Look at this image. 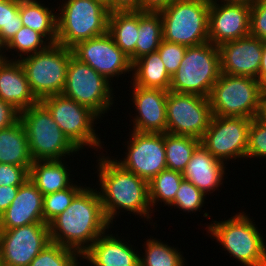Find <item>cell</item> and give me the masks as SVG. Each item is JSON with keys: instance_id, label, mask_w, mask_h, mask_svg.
<instances>
[{"instance_id": "cell-1", "label": "cell", "mask_w": 266, "mask_h": 266, "mask_svg": "<svg viewBox=\"0 0 266 266\" xmlns=\"http://www.w3.org/2000/svg\"><path fill=\"white\" fill-rule=\"evenodd\" d=\"M84 186L71 204L48 224L51 242L81 255L112 227L103 212L98 189Z\"/></svg>"}, {"instance_id": "cell-2", "label": "cell", "mask_w": 266, "mask_h": 266, "mask_svg": "<svg viewBox=\"0 0 266 266\" xmlns=\"http://www.w3.org/2000/svg\"><path fill=\"white\" fill-rule=\"evenodd\" d=\"M103 154L96 160L99 178L96 184L101 187L98 192L107 221L113 225V219L125 210L150 222L151 213L154 212L149 200V182L123 169L111 156L105 157Z\"/></svg>"}, {"instance_id": "cell-3", "label": "cell", "mask_w": 266, "mask_h": 266, "mask_svg": "<svg viewBox=\"0 0 266 266\" xmlns=\"http://www.w3.org/2000/svg\"><path fill=\"white\" fill-rule=\"evenodd\" d=\"M253 221L245 212H238L227 220L208 223L205 229L240 264L266 266L265 240Z\"/></svg>"}, {"instance_id": "cell-4", "label": "cell", "mask_w": 266, "mask_h": 266, "mask_svg": "<svg viewBox=\"0 0 266 266\" xmlns=\"http://www.w3.org/2000/svg\"><path fill=\"white\" fill-rule=\"evenodd\" d=\"M34 161L62 160L70 158L79 149L67 138L51 113L39 101L20 112ZM65 157V158H64Z\"/></svg>"}, {"instance_id": "cell-5", "label": "cell", "mask_w": 266, "mask_h": 266, "mask_svg": "<svg viewBox=\"0 0 266 266\" xmlns=\"http://www.w3.org/2000/svg\"><path fill=\"white\" fill-rule=\"evenodd\" d=\"M57 11L60 12L56 41L59 45L71 48L80 41L107 33L110 11L97 1L62 0Z\"/></svg>"}, {"instance_id": "cell-6", "label": "cell", "mask_w": 266, "mask_h": 266, "mask_svg": "<svg viewBox=\"0 0 266 266\" xmlns=\"http://www.w3.org/2000/svg\"><path fill=\"white\" fill-rule=\"evenodd\" d=\"M221 75L219 48L210 42L187 47L169 91L209 98Z\"/></svg>"}, {"instance_id": "cell-7", "label": "cell", "mask_w": 266, "mask_h": 266, "mask_svg": "<svg viewBox=\"0 0 266 266\" xmlns=\"http://www.w3.org/2000/svg\"><path fill=\"white\" fill-rule=\"evenodd\" d=\"M209 0H173L159 11L163 40L186 47L209 42Z\"/></svg>"}, {"instance_id": "cell-8", "label": "cell", "mask_w": 266, "mask_h": 266, "mask_svg": "<svg viewBox=\"0 0 266 266\" xmlns=\"http://www.w3.org/2000/svg\"><path fill=\"white\" fill-rule=\"evenodd\" d=\"M264 91L258 79L221 73L209 96L212 115L256 118Z\"/></svg>"}, {"instance_id": "cell-9", "label": "cell", "mask_w": 266, "mask_h": 266, "mask_svg": "<svg viewBox=\"0 0 266 266\" xmlns=\"http://www.w3.org/2000/svg\"><path fill=\"white\" fill-rule=\"evenodd\" d=\"M72 55L71 48L56 43L41 52L19 59L30 90L38 101L62 94Z\"/></svg>"}, {"instance_id": "cell-10", "label": "cell", "mask_w": 266, "mask_h": 266, "mask_svg": "<svg viewBox=\"0 0 266 266\" xmlns=\"http://www.w3.org/2000/svg\"><path fill=\"white\" fill-rule=\"evenodd\" d=\"M51 113L67 138L79 149L104 148L95 129L98 119L95 112L63 94L51 95L40 101ZM95 129V130H94ZM86 146V147H84Z\"/></svg>"}, {"instance_id": "cell-11", "label": "cell", "mask_w": 266, "mask_h": 266, "mask_svg": "<svg viewBox=\"0 0 266 266\" xmlns=\"http://www.w3.org/2000/svg\"><path fill=\"white\" fill-rule=\"evenodd\" d=\"M112 84L113 81L109 82L92 67L72 55L62 94L88 107L102 119L105 113L111 111L110 107L116 100Z\"/></svg>"}, {"instance_id": "cell-12", "label": "cell", "mask_w": 266, "mask_h": 266, "mask_svg": "<svg viewBox=\"0 0 266 266\" xmlns=\"http://www.w3.org/2000/svg\"><path fill=\"white\" fill-rule=\"evenodd\" d=\"M212 116L209 98L168 91L166 102L168 133L201 140Z\"/></svg>"}, {"instance_id": "cell-13", "label": "cell", "mask_w": 266, "mask_h": 266, "mask_svg": "<svg viewBox=\"0 0 266 266\" xmlns=\"http://www.w3.org/2000/svg\"><path fill=\"white\" fill-rule=\"evenodd\" d=\"M251 120L245 117L213 115L200 143L211 155L226 164L232 159H246Z\"/></svg>"}, {"instance_id": "cell-14", "label": "cell", "mask_w": 266, "mask_h": 266, "mask_svg": "<svg viewBox=\"0 0 266 266\" xmlns=\"http://www.w3.org/2000/svg\"><path fill=\"white\" fill-rule=\"evenodd\" d=\"M123 160L113 157L123 169L150 182L162 170L167 169L164 134L141 133L131 130Z\"/></svg>"}, {"instance_id": "cell-15", "label": "cell", "mask_w": 266, "mask_h": 266, "mask_svg": "<svg viewBox=\"0 0 266 266\" xmlns=\"http://www.w3.org/2000/svg\"><path fill=\"white\" fill-rule=\"evenodd\" d=\"M50 243L49 225L46 223L0 229V261L4 266H29Z\"/></svg>"}, {"instance_id": "cell-16", "label": "cell", "mask_w": 266, "mask_h": 266, "mask_svg": "<svg viewBox=\"0 0 266 266\" xmlns=\"http://www.w3.org/2000/svg\"><path fill=\"white\" fill-rule=\"evenodd\" d=\"M71 50L75 58L92 67L109 82L114 77L119 78L121 74L132 72L129 56L115 44L108 33L80 41Z\"/></svg>"}, {"instance_id": "cell-17", "label": "cell", "mask_w": 266, "mask_h": 266, "mask_svg": "<svg viewBox=\"0 0 266 266\" xmlns=\"http://www.w3.org/2000/svg\"><path fill=\"white\" fill-rule=\"evenodd\" d=\"M250 9L246 4L210 3L209 42L219 47L250 35Z\"/></svg>"}, {"instance_id": "cell-18", "label": "cell", "mask_w": 266, "mask_h": 266, "mask_svg": "<svg viewBox=\"0 0 266 266\" xmlns=\"http://www.w3.org/2000/svg\"><path fill=\"white\" fill-rule=\"evenodd\" d=\"M131 82L132 104L136 109L132 130L141 133H166V102L168 91L143 88Z\"/></svg>"}, {"instance_id": "cell-19", "label": "cell", "mask_w": 266, "mask_h": 266, "mask_svg": "<svg viewBox=\"0 0 266 266\" xmlns=\"http://www.w3.org/2000/svg\"><path fill=\"white\" fill-rule=\"evenodd\" d=\"M221 73L258 79L262 59V41L248 35L219 47Z\"/></svg>"}, {"instance_id": "cell-20", "label": "cell", "mask_w": 266, "mask_h": 266, "mask_svg": "<svg viewBox=\"0 0 266 266\" xmlns=\"http://www.w3.org/2000/svg\"><path fill=\"white\" fill-rule=\"evenodd\" d=\"M43 194L27 179L11 205L0 215V229H12L32 223H45L43 219Z\"/></svg>"}, {"instance_id": "cell-21", "label": "cell", "mask_w": 266, "mask_h": 266, "mask_svg": "<svg viewBox=\"0 0 266 266\" xmlns=\"http://www.w3.org/2000/svg\"><path fill=\"white\" fill-rule=\"evenodd\" d=\"M105 232L83 254L81 259H86L92 266H140L139 252L130 240L127 242L114 234ZM108 233V234H106Z\"/></svg>"}, {"instance_id": "cell-22", "label": "cell", "mask_w": 266, "mask_h": 266, "mask_svg": "<svg viewBox=\"0 0 266 266\" xmlns=\"http://www.w3.org/2000/svg\"><path fill=\"white\" fill-rule=\"evenodd\" d=\"M225 166L226 163L211 155L200 143L194 150L182 176L205 195H210L215 190H220L218 188L226 177L224 176Z\"/></svg>"}, {"instance_id": "cell-23", "label": "cell", "mask_w": 266, "mask_h": 266, "mask_svg": "<svg viewBox=\"0 0 266 266\" xmlns=\"http://www.w3.org/2000/svg\"><path fill=\"white\" fill-rule=\"evenodd\" d=\"M5 56L0 60V98L19 112L37 104L19 60Z\"/></svg>"}, {"instance_id": "cell-24", "label": "cell", "mask_w": 266, "mask_h": 266, "mask_svg": "<svg viewBox=\"0 0 266 266\" xmlns=\"http://www.w3.org/2000/svg\"><path fill=\"white\" fill-rule=\"evenodd\" d=\"M66 163L63 159L34 161L29 169V179L44 196L66 189L74 184L70 178L72 171Z\"/></svg>"}, {"instance_id": "cell-25", "label": "cell", "mask_w": 266, "mask_h": 266, "mask_svg": "<svg viewBox=\"0 0 266 266\" xmlns=\"http://www.w3.org/2000/svg\"><path fill=\"white\" fill-rule=\"evenodd\" d=\"M33 162L27 133L20 119L0 130V163L31 167Z\"/></svg>"}, {"instance_id": "cell-26", "label": "cell", "mask_w": 266, "mask_h": 266, "mask_svg": "<svg viewBox=\"0 0 266 266\" xmlns=\"http://www.w3.org/2000/svg\"><path fill=\"white\" fill-rule=\"evenodd\" d=\"M139 10L112 11L109 13L107 33L115 44L135 62V46L138 39Z\"/></svg>"}, {"instance_id": "cell-27", "label": "cell", "mask_w": 266, "mask_h": 266, "mask_svg": "<svg viewBox=\"0 0 266 266\" xmlns=\"http://www.w3.org/2000/svg\"><path fill=\"white\" fill-rule=\"evenodd\" d=\"M131 79L136 86L169 91L172 77L156 51L139 58L132 64Z\"/></svg>"}, {"instance_id": "cell-28", "label": "cell", "mask_w": 266, "mask_h": 266, "mask_svg": "<svg viewBox=\"0 0 266 266\" xmlns=\"http://www.w3.org/2000/svg\"><path fill=\"white\" fill-rule=\"evenodd\" d=\"M37 0H20L22 25L42 34L51 44L57 41V13Z\"/></svg>"}, {"instance_id": "cell-29", "label": "cell", "mask_w": 266, "mask_h": 266, "mask_svg": "<svg viewBox=\"0 0 266 266\" xmlns=\"http://www.w3.org/2000/svg\"><path fill=\"white\" fill-rule=\"evenodd\" d=\"M137 35L135 61L158 50L163 40V24L160 13L139 10V29Z\"/></svg>"}, {"instance_id": "cell-30", "label": "cell", "mask_w": 266, "mask_h": 266, "mask_svg": "<svg viewBox=\"0 0 266 266\" xmlns=\"http://www.w3.org/2000/svg\"><path fill=\"white\" fill-rule=\"evenodd\" d=\"M199 144L193 137L164 133L167 169L182 173Z\"/></svg>"}, {"instance_id": "cell-31", "label": "cell", "mask_w": 266, "mask_h": 266, "mask_svg": "<svg viewBox=\"0 0 266 266\" xmlns=\"http://www.w3.org/2000/svg\"><path fill=\"white\" fill-rule=\"evenodd\" d=\"M153 238L150 236L142 245L145 252L139 255L140 266H186L180 249Z\"/></svg>"}, {"instance_id": "cell-32", "label": "cell", "mask_w": 266, "mask_h": 266, "mask_svg": "<svg viewBox=\"0 0 266 266\" xmlns=\"http://www.w3.org/2000/svg\"><path fill=\"white\" fill-rule=\"evenodd\" d=\"M183 179L181 172L165 169L149 182V200L152 211L160 202H164V206L169 207Z\"/></svg>"}, {"instance_id": "cell-33", "label": "cell", "mask_w": 266, "mask_h": 266, "mask_svg": "<svg viewBox=\"0 0 266 266\" xmlns=\"http://www.w3.org/2000/svg\"><path fill=\"white\" fill-rule=\"evenodd\" d=\"M45 40V41H44ZM51 43L37 31L33 29L22 26L20 30L11 38V40L4 46V53L6 51L13 53L17 52L11 60H19L22 57L35 54L47 49ZM18 57V59H17Z\"/></svg>"}, {"instance_id": "cell-34", "label": "cell", "mask_w": 266, "mask_h": 266, "mask_svg": "<svg viewBox=\"0 0 266 266\" xmlns=\"http://www.w3.org/2000/svg\"><path fill=\"white\" fill-rule=\"evenodd\" d=\"M81 257L82 255L77 251L51 242L31 261L29 266H80Z\"/></svg>"}, {"instance_id": "cell-35", "label": "cell", "mask_w": 266, "mask_h": 266, "mask_svg": "<svg viewBox=\"0 0 266 266\" xmlns=\"http://www.w3.org/2000/svg\"><path fill=\"white\" fill-rule=\"evenodd\" d=\"M20 0H0V43L5 46L20 30Z\"/></svg>"}, {"instance_id": "cell-36", "label": "cell", "mask_w": 266, "mask_h": 266, "mask_svg": "<svg viewBox=\"0 0 266 266\" xmlns=\"http://www.w3.org/2000/svg\"><path fill=\"white\" fill-rule=\"evenodd\" d=\"M83 188V185L74 183L66 189L43 196V219L45 223L49 224L60 215Z\"/></svg>"}, {"instance_id": "cell-37", "label": "cell", "mask_w": 266, "mask_h": 266, "mask_svg": "<svg viewBox=\"0 0 266 266\" xmlns=\"http://www.w3.org/2000/svg\"><path fill=\"white\" fill-rule=\"evenodd\" d=\"M206 197L207 196L191 182L183 179L175 194L174 201L169 206H172V208L174 206L175 209L179 208V210L191 214V212L201 211Z\"/></svg>"}, {"instance_id": "cell-38", "label": "cell", "mask_w": 266, "mask_h": 266, "mask_svg": "<svg viewBox=\"0 0 266 266\" xmlns=\"http://www.w3.org/2000/svg\"><path fill=\"white\" fill-rule=\"evenodd\" d=\"M247 158H266V125L257 118L251 120L248 129Z\"/></svg>"}, {"instance_id": "cell-39", "label": "cell", "mask_w": 266, "mask_h": 266, "mask_svg": "<svg viewBox=\"0 0 266 266\" xmlns=\"http://www.w3.org/2000/svg\"><path fill=\"white\" fill-rule=\"evenodd\" d=\"M187 47L178 43L162 40L157 52L168 74L172 77L180 66Z\"/></svg>"}, {"instance_id": "cell-40", "label": "cell", "mask_w": 266, "mask_h": 266, "mask_svg": "<svg viewBox=\"0 0 266 266\" xmlns=\"http://www.w3.org/2000/svg\"><path fill=\"white\" fill-rule=\"evenodd\" d=\"M250 35L266 40V0H257L250 9Z\"/></svg>"}, {"instance_id": "cell-41", "label": "cell", "mask_w": 266, "mask_h": 266, "mask_svg": "<svg viewBox=\"0 0 266 266\" xmlns=\"http://www.w3.org/2000/svg\"><path fill=\"white\" fill-rule=\"evenodd\" d=\"M30 167L0 163V186H21L29 179Z\"/></svg>"}, {"instance_id": "cell-42", "label": "cell", "mask_w": 266, "mask_h": 266, "mask_svg": "<svg viewBox=\"0 0 266 266\" xmlns=\"http://www.w3.org/2000/svg\"><path fill=\"white\" fill-rule=\"evenodd\" d=\"M20 119V112L0 98V130L12 126Z\"/></svg>"}, {"instance_id": "cell-43", "label": "cell", "mask_w": 266, "mask_h": 266, "mask_svg": "<svg viewBox=\"0 0 266 266\" xmlns=\"http://www.w3.org/2000/svg\"><path fill=\"white\" fill-rule=\"evenodd\" d=\"M19 187L0 186V215L11 205Z\"/></svg>"}, {"instance_id": "cell-44", "label": "cell", "mask_w": 266, "mask_h": 266, "mask_svg": "<svg viewBox=\"0 0 266 266\" xmlns=\"http://www.w3.org/2000/svg\"><path fill=\"white\" fill-rule=\"evenodd\" d=\"M127 10H140V0H111V12Z\"/></svg>"}, {"instance_id": "cell-45", "label": "cell", "mask_w": 266, "mask_h": 266, "mask_svg": "<svg viewBox=\"0 0 266 266\" xmlns=\"http://www.w3.org/2000/svg\"><path fill=\"white\" fill-rule=\"evenodd\" d=\"M173 0H140V10L159 12L166 8Z\"/></svg>"}, {"instance_id": "cell-46", "label": "cell", "mask_w": 266, "mask_h": 266, "mask_svg": "<svg viewBox=\"0 0 266 266\" xmlns=\"http://www.w3.org/2000/svg\"><path fill=\"white\" fill-rule=\"evenodd\" d=\"M258 81L266 90V40L262 41V59L259 68Z\"/></svg>"}, {"instance_id": "cell-47", "label": "cell", "mask_w": 266, "mask_h": 266, "mask_svg": "<svg viewBox=\"0 0 266 266\" xmlns=\"http://www.w3.org/2000/svg\"><path fill=\"white\" fill-rule=\"evenodd\" d=\"M256 118L266 125V90L261 96L259 111Z\"/></svg>"}, {"instance_id": "cell-48", "label": "cell", "mask_w": 266, "mask_h": 266, "mask_svg": "<svg viewBox=\"0 0 266 266\" xmlns=\"http://www.w3.org/2000/svg\"><path fill=\"white\" fill-rule=\"evenodd\" d=\"M257 0H209L210 3H233V4H246L252 6Z\"/></svg>"}, {"instance_id": "cell-49", "label": "cell", "mask_w": 266, "mask_h": 266, "mask_svg": "<svg viewBox=\"0 0 266 266\" xmlns=\"http://www.w3.org/2000/svg\"><path fill=\"white\" fill-rule=\"evenodd\" d=\"M104 5L111 12V0H94Z\"/></svg>"}, {"instance_id": "cell-50", "label": "cell", "mask_w": 266, "mask_h": 266, "mask_svg": "<svg viewBox=\"0 0 266 266\" xmlns=\"http://www.w3.org/2000/svg\"><path fill=\"white\" fill-rule=\"evenodd\" d=\"M7 54H4V46L0 43V60L5 59V56Z\"/></svg>"}]
</instances>
